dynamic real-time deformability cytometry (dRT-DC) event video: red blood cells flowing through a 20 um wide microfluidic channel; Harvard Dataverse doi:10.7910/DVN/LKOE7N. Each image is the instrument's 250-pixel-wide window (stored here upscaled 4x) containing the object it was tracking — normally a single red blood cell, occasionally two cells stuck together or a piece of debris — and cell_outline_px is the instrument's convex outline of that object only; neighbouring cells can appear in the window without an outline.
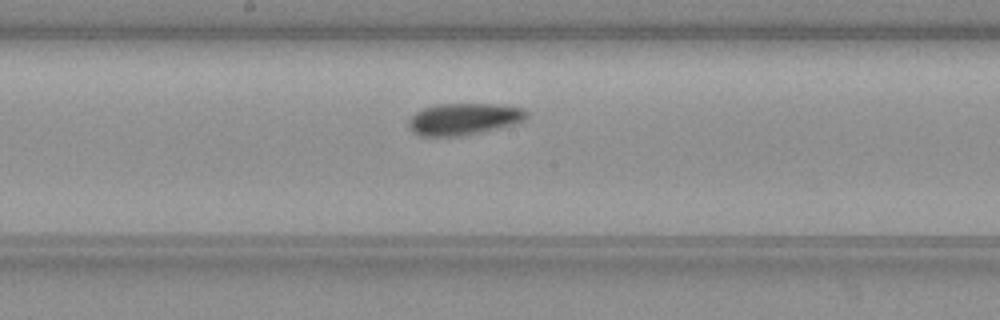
{"species": "common noctule bat (a hibernating species)", "species_latin": "Nyctalus noctula", "temperature_condition": "warm", "stored_images_in_passage": 38, "camera_frame_rate_fps": 3000, "um_per_image_px": 0.085, "animal": {"sex": "female", "body_mass_g": 19.3, "forearm_length_mm": 54.1}, "frame": {"image": 1, "passage_image": 19, "time_ms": 6.0, "image_size_px": [1000, 320], "cell_outline_px": [[528, 116], [524, 120], [516, 124], [460, 136], [420, 136], [412, 132], [408, 128], [408, 120], [420, 108], [436, 104], [496, 104], [524, 108], [528, 112]], "centroid_in_image_um": [39.4, 10.11], "position_along_channel_um": 208.8, "area_um2": 22.02}}
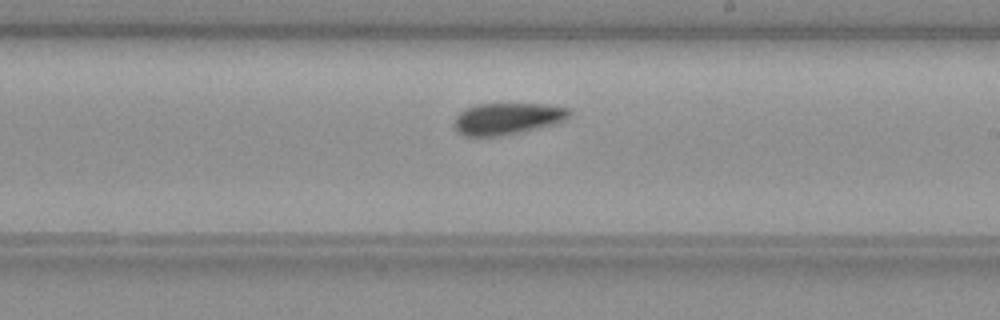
{"frame": {"image": 2, "passage_image": 22, "time_ms": 7.0, "image_size_px": [1000, 320], "cell_outline_px": [[568, 116], [564, 120], [516, 132], [496, 136], [464, 136], [456, 128], [456, 116], [460, 112], [476, 104], [544, 104], [568, 108]], "centroid_in_image_um": [43.07, 10.06], "position_along_channel_um": 245.9, "area_um2": 20.29}}
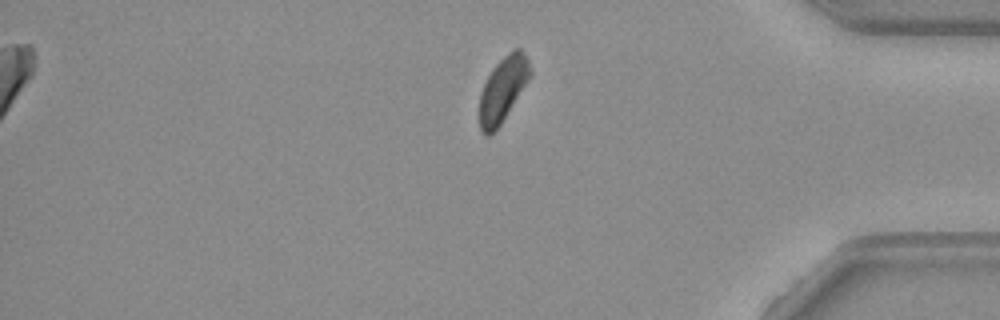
{"frame": {"image": 3, "passage_image": 36, "time_ms": 11.667, "image_size_px": [1000, 320], "cell_outline_px": [[532, 76], [500, 124], [488, 136], [484, 136], [480, 128], [480, 92], [492, 68], [508, 52], [516, 48], [520, 48], [524, 52], [528, 60], [532, 72]], "centroid_in_image_um": [42.76, 7.56], "position_along_channel_um": 392.4, "area_um2": 19.02}}